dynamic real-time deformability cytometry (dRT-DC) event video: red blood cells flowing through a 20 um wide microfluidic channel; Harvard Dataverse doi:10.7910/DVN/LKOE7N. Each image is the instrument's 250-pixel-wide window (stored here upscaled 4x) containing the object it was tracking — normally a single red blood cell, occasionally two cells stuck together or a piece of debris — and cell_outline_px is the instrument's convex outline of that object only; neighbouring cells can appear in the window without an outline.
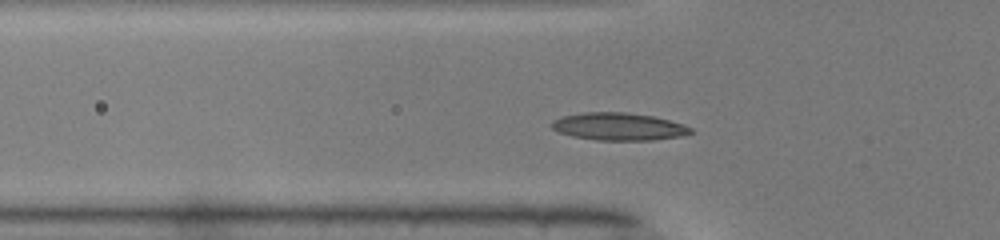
{"species": "common noctule bat (a hibernating species)", "species_latin": "Nyctalus noctula", "temperature_condition": "warm", "stored_images_in_passage": 44, "camera_frame_rate_fps": 3000, "um_per_image_px": 0.085, "animal": {"sex": "male", "body_mass_g": 19.0, "forearm_length_mm": 50.8}, "frame": {"image": 1, "passage_image": 10, "time_ms": 3.0, "image_size_px": [1000, 240], "cell_outline_px": [[692, 132], [680, 136], [652, 140], [596, 140], [572, 136], [560, 132], [552, 128], [548, 124], [552, 120], [560, 116], [584, 112], [628, 112], [652, 116], [684, 124], [692, 128]], "centroid_in_image_um": [52.53, 10.75], "position_along_channel_um": 73.3, "area_um2": 22.37}}
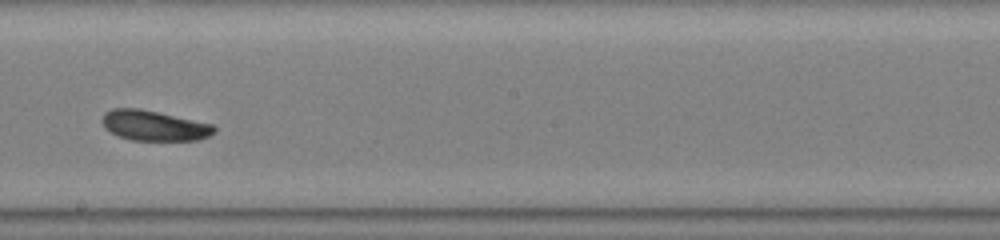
{"frame": {"image": 2, "passage_image": 22, "time_ms": 7.0, "image_size_px": [1000, 240], "cell_outline_px": [[216, 132], [200, 140], [132, 140], [120, 136], [104, 128], [100, 120], [104, 112], [112, 108], [140, 108], [212, 124], [216, 128]], "centroid_in_image_um": [13.07, 10.67], "position_along_channel_um": 235.1, "area_um2": 19.77}}
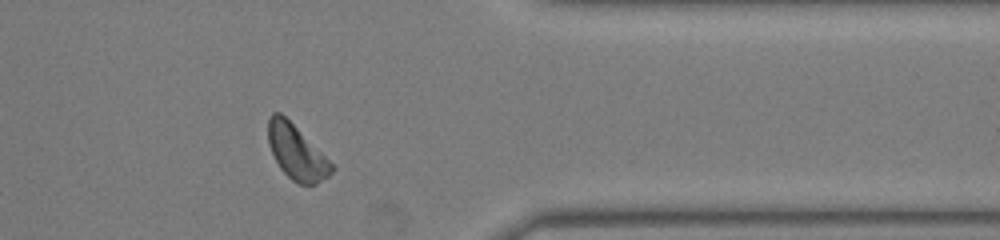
{"frame": {"image": 3, "passage_image": 34, "time_ms": 11.0, "image_size_px": [1000, 240], "cell_outline_px": [[336, 168], [328, 176], [316, 184], [300, 184], [292, 180], [280, 168], [268, 144], [268, 120], [272, 112], [280, 112]], "centroid_in_image_um": [25.18, 12.96], "position_along_channel_um": 386.2, "area_um2": 19.48}, "authors_computed_cell_mechanics": {"area_um2": 20.1144, "velocity_mm_per_s": 4.0548, "shape_relaxation_time_tau1_ms": 2.6472, "shape_relaxation_time_tau2_ms": 5.5229, "deformation_change_tau1": 0.0853, "deformation_change_tau2": 0.1164}}